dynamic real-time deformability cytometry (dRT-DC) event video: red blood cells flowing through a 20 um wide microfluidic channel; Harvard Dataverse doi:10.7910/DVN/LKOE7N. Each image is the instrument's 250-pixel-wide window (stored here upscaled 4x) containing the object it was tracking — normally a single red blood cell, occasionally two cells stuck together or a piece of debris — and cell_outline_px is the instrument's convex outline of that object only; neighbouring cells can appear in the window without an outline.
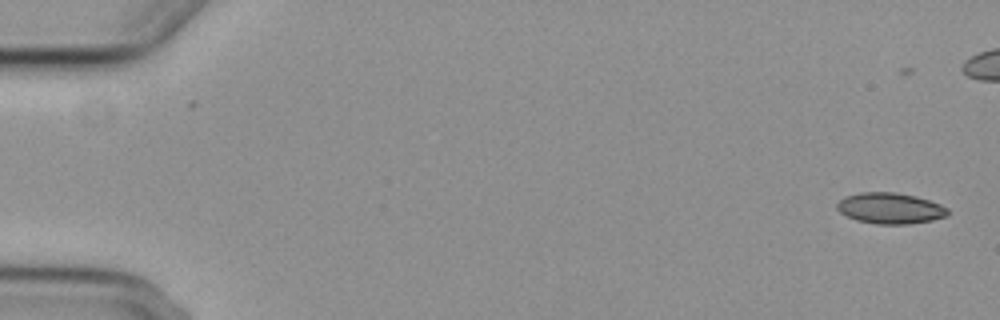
{"species": "common noctule bat (a hibernating species)", "species_latin": "Nyctalus noctula", "temperature_condition": "cold", "stored_images_in_passage": 8, "camera_frame_rate_fps": 3000, "um_per_image_px": 0.085, "animal": {"sex": "female", "body_mass_g": 29.2, "forearm_length_mm": 56.3}, "frame": {"image": 1, "passage_image": 1, "time_ms": 0.0, "image_size_px": [1000, 320], "cell_outline_px": [[948, 216], [932, 220], [908, 224], [876, 224], [856, 220], [840, 212], [836, 208], [836, 204], [844, 196], [860, 192], [896, 192], [916, 196], [940, 204], [948, 208]], "centroid_in_image_um": [75.66, 17.7], "position_along_channel_um": 9.3, "area_um2": 20.06}}
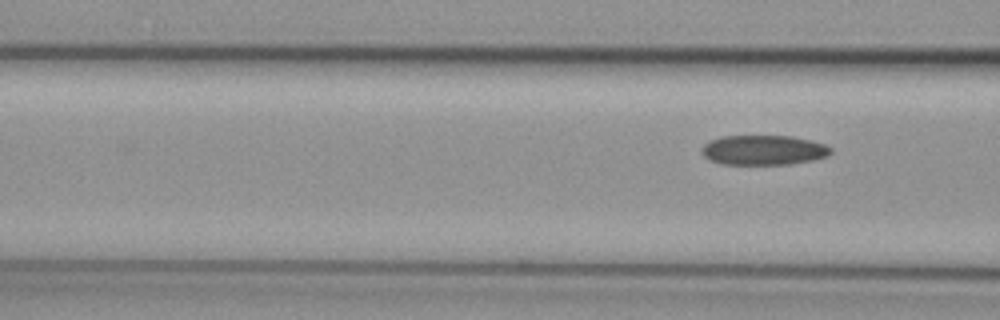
{"frame": {"image": 2, "passage_image": 8, "time_ms": 8.667, "image_size_px": [1000, 320], "cell_outline_px": [[832, 152], [828, 156], [812, 160], [792, 164], [720, 164], [708, 160], [700, 152], [700, 148], [704, 144], [720, 136], [792, 136], [812, 140], [824, 144], [832, 148]], "centroid_in_image_um": [64.89, 12.76], "position_along_channel_um": 101.7, "area_um2": 22.66}}